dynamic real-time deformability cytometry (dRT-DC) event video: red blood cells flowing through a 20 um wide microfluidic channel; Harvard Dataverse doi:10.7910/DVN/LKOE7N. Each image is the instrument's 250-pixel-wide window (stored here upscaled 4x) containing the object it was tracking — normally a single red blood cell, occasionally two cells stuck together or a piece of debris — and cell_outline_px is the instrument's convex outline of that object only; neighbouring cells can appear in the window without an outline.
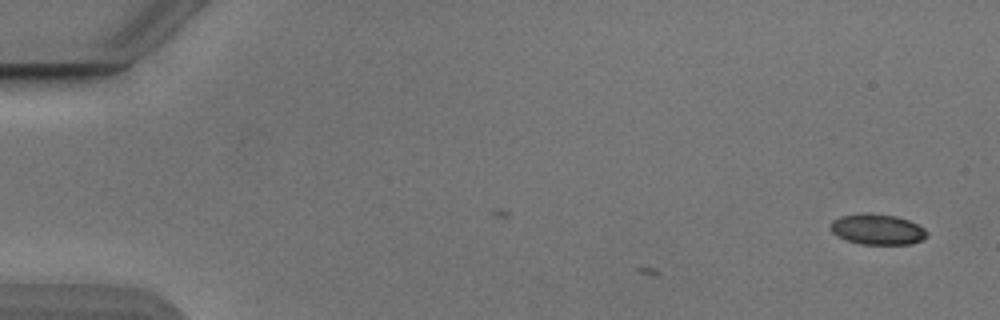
{"species": "Egyptian fruit bat (a non-hibernating species)", "species_latin": "Rousettus aegyptiacus", "temperature_condition": "cold", "stored_images_in_passage": 5, "camera_frame_rate_fps": 3000, "um_per_image_px": 0.085, "animal": {"sex": "male"}, "frame": {"image": 1, "passage_image": 5, "time_ms": 1.333, "image_size_px": [1000, 320], "cell_outline_px": [[928, 236], [912, 244], [860, 244], [848, 240], [832, 232], [832, 220], [840, 216], [860, 212], [864, 212], [896, 216], [908, 220], [924, 228], [928, 232]], "centroid_in_image_um": [74.6, 19.48], "position_along_channel_um": 10.4, "area_um2": 17.11}}